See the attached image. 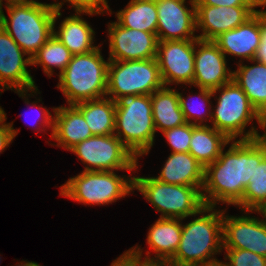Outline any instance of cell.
Returning <instances> with one entry per match:
<instances>
[{
    "instance_id": "ffe728a7",
    "label": "cell",
    "mask_w": 266,
    "mask_h": 266,
    "mask_svg": "<svg viewBox=\"0 0 266 266\" xmlns=\"http://www.w3.org/2000/svg\"><path fill=\"white\" fill-rule=\"evenodd\" d=\"M54 123L51 139L67 151L93 136L83 114L75 105L53 107Z\"/></svg>"
},
{
    "instance_id": "9a60e30c",
    "label": "cell",
    "mask_w": 266,
    "mask_h": 266,
    "mask_svg": "<svg viewBox=\"0 0 266 266\" xmlns=\"http://www.w3.org/2000/svg\"><path fill=\"white\" fill-rule=\"evenodd\" d=\"M186 0H156L158 13V41L196 40L195 0H190L191 9Z\"/></svg>"
},
{
    "instance_id": "f546056e",
    "label": "cell",
    "mask_w": 266,
    "mask_h": 266,
    "mask_svg": "<svg viewBox=\"0 0 266 266\" xmlns=\"http://www.w3.org/2000/svg\"><path fill=\"white\" fill-rule=\"evenodd\" d=\"M199 95H197V98L199 97L200 98V101L199 103L195 104L192 100H191V96H188L187 98L183 97V93H180L178 92V95H179V105H180V108H181V111L183 112L184 114V117H185V120L187 123H190V124H193V125H207V123H203L206 122L205 120H211L212 119V110H211V105H210V99L213 95V92L212 90L210 89H206V88H199ZM191 100V101H189ZM196 102V101H195ZM201 102V103H200ZM196 106H195V105ZM209 106L208 107V111L207 112V109L206 111L202 109H204L203 107L207 108L206 106ZM202 106V107H201ZM207 112V113H205ZM205 113V114H204ZM203 114V115H202ZM209 117V119L207 118H204L205 116ZM200 119V120H199ZM195 120V121H193ZM199 121V122H198Z\"/></svg>"
},
{
    "instance_id": "8992f818",
    "label": "cell",
    "mask_w": 266,
    "mask_h": 266,
    "mask_svg": "<svg viewBox=\"0 0 266 266\" xmlns=\"http://www.w3.org/2000/svg\"><path fill=\"white\" fill-rule=\"evenodd\" d=\"M114 134L138 159L154 144L151 95H124L116 101Z\"/></svg>"
},
{
    "instance_id": "d4e9b609",
    "label": "cell",
    "mask_w": 266,
    "mask_h": 266,
    "mask_svg": "<svg viewBox=\"0 0 266 266\" xmlns=\"http://www.w3.org/2000/svg\"><path fill=\"white\" fill-rule=\"evenodd\" d=\"M182 219L160 218L149 228L147 244L156 253L154 258L170 260L179 246L182 234Z\"/></svg>"
},
{
    "instance_id": "f6af8a7d",
    "label": "cell",
    "mask_w": 266,
    "mask_h": 266,
    "mask_svg": "<svg viewBox=\"0 0 266 266\" xmlns=\"http://www.w3.org/2000/svg\"><path fill=\"white\" fill-rule=\"evenodd\" d=\"M111 266H120L115 260L112 262Z\"/></svg>"
},
{
    "instance_id": "ab89813d",
    "label": "cell",
    "mask_w": 266,
    "mask_h": 266,
    "mask_svg": "<svg viewBox=\"0 0 266 266\" xmlns=\"http://www.w3.org/2000/svg\"><path fill=\"white\" fill-rule=\"evenodd\" d=\"M17 266H41L38 263L32 262V261H21L17 264Z\"/></svg>"
},
{
    "instance_id": "f35d334b",
    "label": "cell",
    "mask_w": 266,
    "mask_h": 266,
    "mask_svg": "<svg viewBox=\"0 0 266 266\" xmlns=\"http://www.w3.org/2000/svg\"><path fill=\"white\" fill-rule=\"evenodd\" d=\"M255 59L266 65V44H260Z\"/></svg>"
},
{
    "instance_id": "3957f363",
    "label": "cell",
    "mask_w": 266,
    "mask_h": 266,
    "mask_svg": "<svg viewBox=\"0 0 266 266\" xmlns=\"http://www.w3.org/2000/svg\"><path fill=\"white\" fill-rule=\"evenodd\" d=\"M9 20L4 15L0 25L32 58L53 35L55 9L35 0H15L4 3Z\"/></svg>"
},
{
    "instance_id": "44dd1931",
    "label": "cell",
    "mask_w": 266,
    "mask_h": 266,
    "mask_svg": "<svg viewBox=\"0 0 266 266\" xmlns=\"http://www.w3.org/2000/svg\"><path fill=\"white\" fill-rule=\"evenodd\" d=\"M204 171L205 167L189 152H171L160 175L154 178L172 185L194 186L202 191Z\"/></svg>"
},
{
    "instance_id": "7402d4cb",
    "label": "cell",
    "mask_w": 266,
    "mask_h": 266,
    "mask_svg": "<svg viewBox=\"0 0 266 266\" xmlns=\"http://www.w3.org/2000/svg\"><path fill=\"white\" fill-rule=\"evenodd\" d=\"M247 212L263 211L266 208V137L255 139V172L246 186L243 198L236 204Z\"/></svg>"
},
{
    "instance_id": "836d02e7",
    "label": "cell",
    "mask_w": 266,
    "mask_h": 266,
    "mask_svg": "<svg viewBox=\"0 0 266 266\" xmlns=\"http://www.w3.org/2000/svg\"><path fill=\"white\" fill-rule=\"evenodd\" d=\"M64 2L70 3L71 8L73 7L74 10H92L104 13L110 11V14H112L107 0H64L63 2H55L50 5L53 9L60 10Z\"/></svg>"
},
{
    "instance_id": "30bf717a",
    "label": "cell",
    "mask_w": 266,
    "mask_h": 266,
    "mask_svg": "<svg viewBox=\"0 0 266 266\" xmlns=\"http://www.w3.org/2000/svg\"><path fill=\"white\" fill-rule=\"evenodd\" d=\"M69 151L75 153L84 171H133L138 168V159L115 135H93L75 145Z\"/></svg>"
},
{
    "instance_id": "ba28073f",
    "label": "cell",
    "mask_w": 266,
    "mask_h": 266,
    "mask_svg": "<svg viewBox=\"0 0 266 266\" xmlns=\"http://www.w3.org/2000/svg\"><path fill=\"white\" fill-rule=\"evenodd\" d=\"M161 212L160 218L185 219L196 216L205 206L202 191L194 186L172 185L154 177H135L134 190Z\"/></svg>"
},
{
    "instance_id": "d590c367",
    "label": "cell",
    "mask_w": 266,
    "mask_h": 266,
    "mask_svg": "<svg viewBox=\"0 0 266 266\" xmlns=\"http://www.w3.org/2000/svg\"><path fill=\"white\" fill-rule=\"evenodd\" d=\"M195 5L208 6H255L254 0H195Z\"/></svg>"
},
{
    "instance_id": "60d3db41",
    "label": "cell",
    "mask_w": 266,
    "mask_h": 266,
    "mask_svg": "<svg viewBox=\"0 0 266 266\" xmlns=\"http://www.w3.org/2000/svg\"><path fill=\"white\" fill-rule=\"evenodd\" d=\"M255 7H266V0H254Z\"/></svg>"
},
{
    "instance_id": "8fae6325",
    "label": "cell",
    "mask_w": 266,
    "mask_h": 266,
    "mask_svg": "<svg viewBox=\"0 0 266 266\" xmlns=\"http://www.w3.org/2000/svg\"><path fill=\"white\" fill-rule=\"evenodd\" d=\"M25 55L27 54L0 25V89L15 90L19 97L25 98L24 102L29 104L26 96L31 93L27 92L30 90L37 94L38 88L30 70L27 69L28 65H32V59L24 58Z\"/></svg>"
},
{
    "instance_id": "f1b7e54d",
    "label": "cell",
    "mask_w": 266,
    "mask_h": 266,
    "mask_svg": "<svg viewBox=\"0 0 266 266\" xmlns=\"http://www.w3.org/2000/svg\"><path fill=\"white\" fill-rule=\"evenodd\" d=\"M73 54L61 43L56 36L52 35L48 41L31 58L32 65H41L44 73L51 77L53 67L60 69L59 75L65 70L71 61Z\"/></svg>"
},
{
    "instance_id": "4316f807",
    "label": "cell",
    "mask_w": 266,
    "mask_h": 266,
    "mask_svg": "<svg viewBox=\"0 0 266 266\" xmlns=\"http://www.w3.org/2000/svg\"><path fill=\"white\" fill-rule=\"evenodd\" d=\"M93 135H111L115 131L116 102L108 96L75 104Z\"/></svg>"
},
{
    "instance_id": "e575fe53",
    "label": "cell",
    "mask_w": 266,
    "mask_h": 266,
    "mask_svg": "<svg viewBox=\"0 0 266 266\" xmlns=\"http://www.w3.org/2000/svg\"><path fill=\"white\" fill-rule=\"evenodd\" d=\"M7 117L4 111V118L0 121V153L9 147L10 143H12L13 139L18 134V130L13 128L12 123H5Z\"/></svg>"
},
{
    "instance_id": "cb8c5ba5",
    "label": "cell",
    "mask_w": 266,
    "mask_h": 266,
    "mask_svg": "<svg viewBox=\"0 0 266 266\" xmlns=\"http://www.w3.org/2000/svg\"><path fill=\"white\" fill-rule=\"evenodd\" d=\"M231 140L210 125H193L189 153L204 167L216 161Z\"/></svg>"
},
{
    "instance_id": "2e32d148",
    "label": "cell",
    "mask_w": 266,
    "mask_h": 266,
    "mask_svg": "<svg viewBox=\"0 0 266 266\" xmlns=\"http://www.w3.org/2000/svg\"><path fill=\"white\" fill-rule=\"evenodd\" d=\"M194 59L193 86L214 90L232 80L226 56L213 40L196 39Z\"/></svg>"
},
{
    "instance_id": "7c38bea8",
    "label": "cell",
    "mask_w": 266,
    "mask_h": 266,
    "mask_svg": "<svg viewBox=\"0 0 266 266\" xmlns=\"http://www.w3.org/2000/svg\"><path fill=\"white\" fill-rule=\"evenodd\" d=\"M194 51L195 40L158 41L156 60L164 86L173 83L192 85Z\"/></svg>"
},
{
    "instance_id": "603a6c76",
    "label": "cell",
    "mask_w": 266,
    "mask_h": 266,
    "mask_svg": "<svg viewBox=\"0 0 266 266\" xmlns=\"http://www.w3.org/2000/svg\"><path fill=\"white\" fill-rule=\"evenodd\" d=\"M238 69L233 70L232 79L247 95L252 106L266 120V65L256 59L255 65H243L241 60Z\"/></svg>"
},
{
    "instance_id": "83f0119b",
    "label": "cell",
    "mask_w": 266,
    "mask_h": 266,
    "mask_svg": "<svg viewBox=\"0 0 266 266\" xmlns=\"http://www.w3.org/2000/svg\"><path fill=\"white\" fill-rule=\"evenodd\" d=\"M117 22L129 29L156 33L158 13L156 0H131L116 13Z\"/></svg>"
},
{
    "instance_id": "4dcf8cb0",
    "label": "cell",
    "mask_w": 266,
    "mask_h": 266,
    "mask_svg": "<svg viewBox=\"0 0 266 266\" xmlns=\"http://www.w3.org/2000/svg\"><path fill=\"white\" fill-rule=\"evenodd\" d=\"M142 249L138 245L131 247L120 257L116 258V262L120 266H174V264L165 258L150 257V252L146 253L144 260L142 259Z\"/></svg>"
},
{
    "instance_id": "277c9868",
    "label": "cell",
    "mask_w": 266,
    "mask_h": 266,
    "mask_svg": "<svg viewBox=\"0 0 266 266\" xmlns=\"http://www.w3.org/2000/svg\"><path fill=\"white\" fill-rule=\"evenodd\" d=\"M109 61L104 60L99 47L72 56L65 70L58 75L57 85L68 105L106 96Z\"/></svg>"
},
{
    "instance_id": "9c48e42d",
    "label": "cell",
    "mask_w": 266,
    "mask_h": 266,
    "mask_svg": "<svg viewBox=\"0 0 266 266\" xmlns=\"http://www.w3.org/2000/svg\"><path fill=\"white\" fill-rule=\"evenodd\" d=\"M163 87L156 58L109 61L106 96L114 101L124 95H151Z\"/></svg>"
},
{
    "instance_id": "bcb514c9",
    "label": "cell",
    "mask_w": 266,
    "mask_h": 266,
    "mask_svg": "<svg viewBox=\"0 0 266 266\" xmlns=\"http://www.w3.org/2000/svg\"><path fill=\"white\" fill-rule=\"evenodd\" d=\"M263 213L265 214V216H266V208L263 210Z\"/></svg>"
},
{
    "instance_id": "ac0fdd59",
    "label": "cell",
    "mask_w": 266,
    "mask_h": 266,
    "mask_svg": "<svg viewBox=\"0 0 266 266\" xmlns=\"http://www.w3.org/2000/svg\"><path fill=\"white\" fill-rule=\"evenodd\" d=\"M260 11L257 10L249 19L240 26L221 33L213 41L219 49L226 54L251 61L255 59L259 45L261 44ZM243 58V59H242Z\"/></svg>"
},
{
    "instance_id": "6da1fadb",
    "label": "cell",
    "mask_w": 266,
    "mask_h": 266,
    "mask_svg": "<svg viewBox=\"0 0 266 266\" xmlns=\"http://www.w3.org/2000/svg\"><path fill=\"white\" fill-rule=\"evenodd\" d=\"M255 172V139L231 140L227 151L222 150L204 171L202 198L206 206L218 203L236 205L242 198Z\"/></svg>"
},
{
    "instance_id": "8d00e7d4",
    "label": "cell",
    "mask_w": 266,
    "mask_h": 266,
    "mask_svg": "<svg viewBox=\"0 0 266 266\" xmlns=\"http://www.w3.org/2000/svg\"><path fill=\"white\" fill-rule=\"evenodd\" d=\"M41 100L39 99V101H34L32 102L30 107H34V109L39 111L40 116L37 117L36 119V124H39L40 126H42L41 128H43L44 132H45V127L47 128H51V131L53 133V123H54V116L51 114V112H49V110L45 107L42 106H37L36 107V102H40ZM40 108V109H39ZM40 118V121H39ZM33 126H37V125H33Z\"/></svg>"
},
{
    "instance_id": "d6a6232c",
    "label": "cell",
    "mask_w": 266,
    "mask_h": 266,
    "mask_svg": "<svg viewBox=\"0 0 266 266\" xmlns=\"http://www.w3.org/2000/svg\"><path fill=\"white\" fill-rule=\"evenodd\" d=\"M227 266H266V257L246 249H225Z\"/></svg>"
},
{
    "instance_id": "5b68a950",
    "label": "cell",
    "mask_w": 266,
    "mask_h": 266,
    "mask_svg": "<svg viewBox=\"0 0 266 266\" xmlns=\"http://www.w3.org/2000/svg\"><path fill=\"white\" fill-rule=\"evenodd\" d=\"M217 91L220 95L215 97L217 104L212 112V127L224 133L230 140H251L264 136V133L260 135L255 127L245 131L247 124L252 123L254 118L259 126L266 130V120L252 106L247 95L233 79L212 90L213 95H216Z\"/></svg>"
},
{
    "instance_id": "e0dca14e",
    "label": "cell",
    "mask_w": 266,
    "mask_h": 266,
    "mask_svg": "<svg viewBox=\"0 0 266 266\" xmlns=\"http://www.w3.org/2000/svg\"><path fill=\"white\" fill-rule=\"evenodd\" d=\"M255 8L195 5L196 30L202 31L198 39L214 40L221 33L240 26L257 11Z\"/></svg>"
},
{
    "instance_id": "7bdbcfd3",
    "label": "cell",
    "mask_w": 266,
    "mask_h": 266,
    "mask_svg": "<svg viewBox=\"0 0 266 266\" xmlns=\"http://www.w3.org/2000/svg\"><path fill=\"white\" fill-rule=\"evenodd\" d=\"M2 6H3V0H0V23H1L2 18L4 16V12H3V9H2L3 7Z\"/></svg>"
},
{
    "instance_id": "ee69618b",
    "label": "cell",
    "mask_w": 266,
    "mask_h": 266,
    "mask_svg": "<svg viewBox=\"0 0 266 266\" xmlns=\"http://www.w3.org/2000/svg\"><path fill=\"white\" fill-rule=\"evenodd\" d=\"M4 118V110L0 106V121Z\"/></svg>"
},
{
    "instance_id": "1f68e13d",
    "label": "cell",
    "mask_w": 266,
    "mask_h": 266,
    "mask_svg": "<svg viewBox=\"0 0 266 266\" xmlns=\"http://www.w3.org/2000/svg\"><path fill=\"white\" fill-rule=\"evenodd\" d=\"M192 130L193 124L185 123L162 132L172 148V153L189 152Z\"/></svg>"
},
{
    "instance_id": "74e56055",
    "label": "cell",
    "mask_w": 266,
    "mask_h": 266,
    "mask_svg": "<svg viewBox=\"0 0 266 266\" xmlns=\"http://www.w3.org/2000/svg\"><path fill=\"white\" fill-rule=\"evenodd\" d=\"M261 44H266V11H260Z\"/></svg>"
},
{
    "instance_id": "5bb4252c",
    "label": "cell",
    "mask_w": 266,
    "mask_h": 266,
    "mask_svg": "<svg viewBox=\"0 0 266 266\" xmlns=\"http://www.w3.org/2000/svg\"><path fill=\"white\" fill-rule=\"evenodd\" d=\"M223 210L222 236L223 249H246L266 257V216L265 219L253 216H228Z\"/></svg>"
},
{
    "instance_id": "4fadbf2b",
    "label": "cell",
    "mask_w": 266,
    "mask_h": 266,
    "mask_svg": "<svg viewBox=\"0 0 266 266\" xmlns=\"http://www.w3.org/2000/svg\"><path fill=\"white\" fill-rule=\"evenodd\" d=\"M109 60H145L156 58L157 33L122 27L117 21L108 24Z\"/></svg>"
},
{
    "instance_id": "484cf974",
    "label": "cell",
    "mask_w": 266,
    "mask_h": 266,
    "mask_svg": "<svg viewBox=\"0 0 266 266\" xmlns=\"http://www.w3.org/2000/svg\"><path fill=\"white\" fill-rule=\"evenodd\" d=\"M152 115L156 130H164L181 126L186 122L179 105L176 89L164 86L151 94Z\"/></svg>"
},
{
    "instance_id": "52a82bcc",
    "label": "cell",
    "mask_w": 266,
    "mask_h": 266,
    "mask_svg": "<svg viewBox=\"0 0 266 266\" xmlns=\"http://www.w3.org/2000/svg\"><path fill=\"white\" fill-rule=\"evenodd\" d=\"M134 190V176L117 175L114 171H82L60 186V196L85 205H108Z\"/></svg>"
},
{
    "instance_id": "d6986e66",
    "label": "cell",
    "mask_w": 266,
    "mask_h": 266,
    "mask_svg": "<svg viewBox=\"0 0 266 266\" xmlns=\"http://www.w3.org/2000/svg\"><path fill=\"white\" fill-rule=\"evenodd\" d=\"M61 10L55 11V18L53 23V35L63 43L68 50L73 54H83L91 52L99 47L94 46L95 31L92 27L82 18L81 14H103V12H97L92 10H75L74 15L66 17L61 21L59 30L56 32L55 23L57 17H61Z\"/></svg>"
},
{
    "instance_id": "7a4b0ae2",
    "label": "cell",
    "mask_w": 266,
    "mask_h": 266,
    "mask_svg": "<svg viewBox=\"0 0 266 266\" xmlns=\"http://www.w3.org/2000/svg\"><path fill=\"white\" fill-rule=\"evenodd\" d=\"M200 215L182 225L179 246L170 259L174 266H202L218 261L212 257L223 249V210L205 205Z\"/></svg>"
},
{
    "instance_id": "b9f144b4",
    "label": "cell",
    "mask_w": 266,
    "mask_h": 266,
    "mask_svg": "<svg viewBox=\"0 0 266 266\" xmlns=\"http://www.w3.org/2000/svg\"><path fill=\"white\" fill-rule=\"evenodd\" d=\"M202 266H227V265L223 261H217V262H214V263H211V264L202 265Z\"/></svg>"
}]
</instances>
